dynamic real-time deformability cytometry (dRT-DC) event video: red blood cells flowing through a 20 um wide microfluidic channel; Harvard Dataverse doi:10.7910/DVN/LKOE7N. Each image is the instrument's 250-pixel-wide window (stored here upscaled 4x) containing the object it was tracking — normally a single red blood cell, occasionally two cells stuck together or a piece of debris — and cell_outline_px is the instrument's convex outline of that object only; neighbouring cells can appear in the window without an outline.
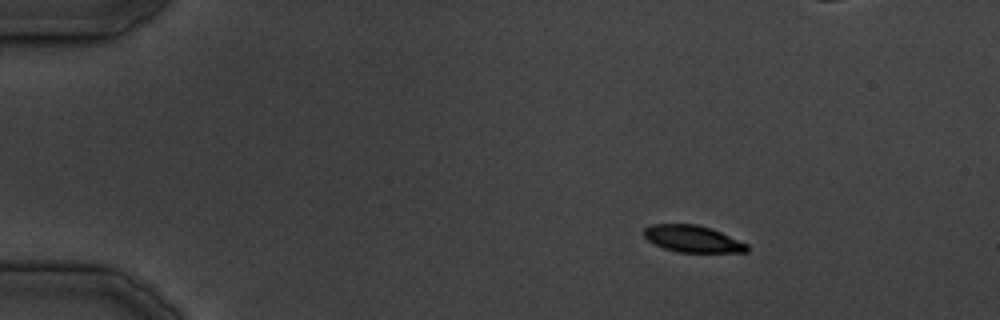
{"species": "common noctule bat (a hibernating species)", "species_latin": "Nyctalus noctula", "temperature_condition": "cold", "stored_images_in_passage": 34, "camera_frame_rate_fps": 3000, "um_per_image_px": 0.085, "animal": {"sex": "male", "body_mass_g": 19.5, "forearm_length_mm": 54.6}, "frame": {"image": 1, "passage_image": 1, "time_ms": 0.0, "image_size_px": [1000, 320], "cell_outline_px": [[748, 252], [676, 252], [664, 248], [648, 240], [644, 236], [644, 228], [652, 224], [696, 224], [712, 228], [748, 244]], "centroid_in_image_um": [58.88, 20.3], "position_along_channel_um": 26.1, "area_um2": 16.07}}
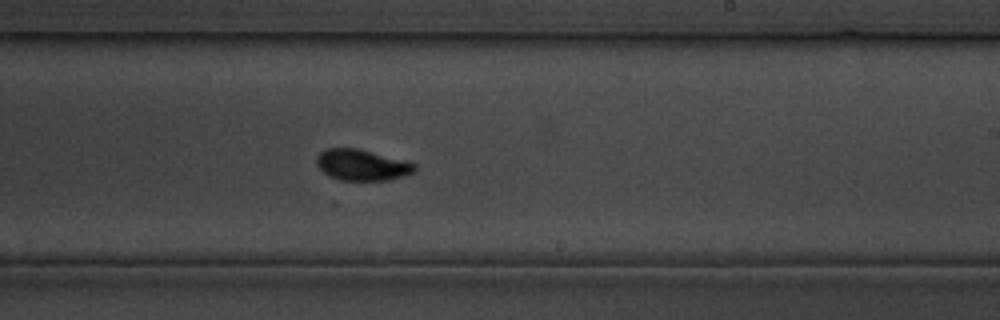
{"frame": {"image": 2, "passage_image": 18, "time_ms": 21.333, "image_size_px": [1000, 320], "cell_outline_px": [[416, 172], [388, 180], [340, 180], [328, 176], [316, 164], [316, 156], [324, 148], [356, 148], [416, 164]], "centroid_in_image_um": [30.72, 14.03], "position_along_channel_um": 258.3, "area_um2": 17.57}}
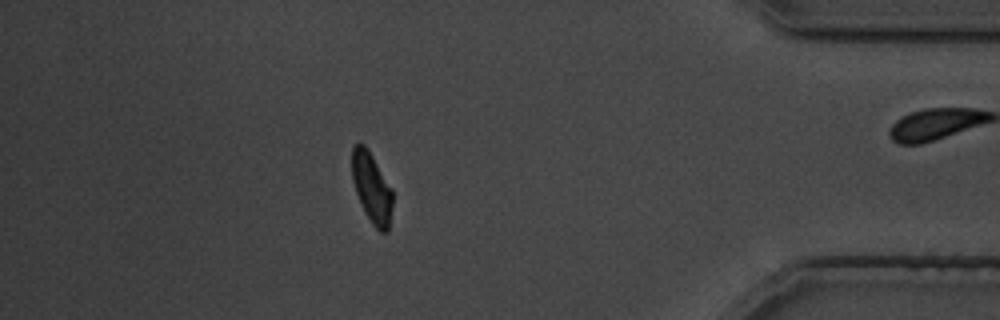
{"frame": {"image": 3, "passage_image": 28, "time_ms": 33.667, "image_size_px": [1000, 320], "cell_outline_px": [[392, 208], [388, 232], [380, 232], [372, 224], [364, 212], [360, 204], [352, 180], [352, 144], [364, 144], [368, 148], [392, 188]], "centroid_in_image_um": [31.59, 15.96], "position_along_channel_um": 403.6, "area_um2": 16.82}}